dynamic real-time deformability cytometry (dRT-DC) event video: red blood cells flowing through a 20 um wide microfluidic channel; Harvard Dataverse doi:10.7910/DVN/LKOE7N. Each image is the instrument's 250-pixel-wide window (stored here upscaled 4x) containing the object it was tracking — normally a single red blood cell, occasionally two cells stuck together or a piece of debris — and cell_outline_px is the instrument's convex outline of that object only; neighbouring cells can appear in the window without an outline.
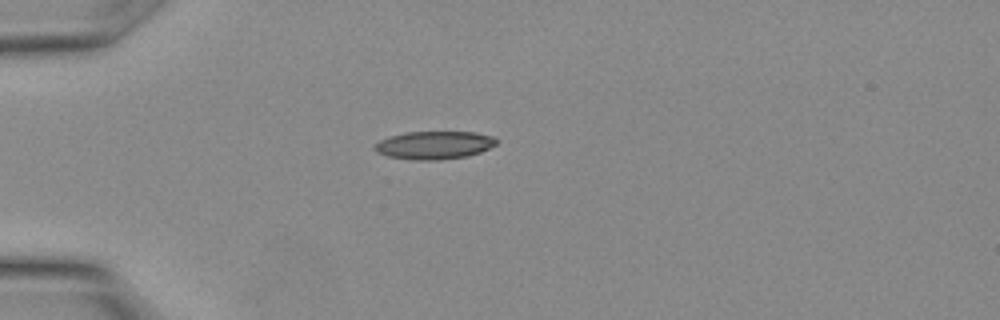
{"species": "Egyptian fruit bat (a non-hibernating species)", "species_latin": "Rousettus aegyptiacus", "temperature_condition": "warm", "stored_images_in_passage": 13, "camera_frame_rate_fps": 3000, "um_per_image_px": 0.085, "animal": {"sex": "female"}, "frame": {"image": 1, "passage_image": 1, "time_ms": 0.0, "image_size_px": [1000, 320], "cell_outline_px": [[496, 144], [480, 152], [468, 156], [440, 160], [412, 160], [388, 156], [376, 152], [372, 148], [372, 144], [380, 140], [392, 136], [408, 132], [476, 132], [492, 136], [496, 140]], "centroid_in_image_um": [36.87, 12.34], "position_along_channel_um": 48.1, "area_um2": 19.88}}
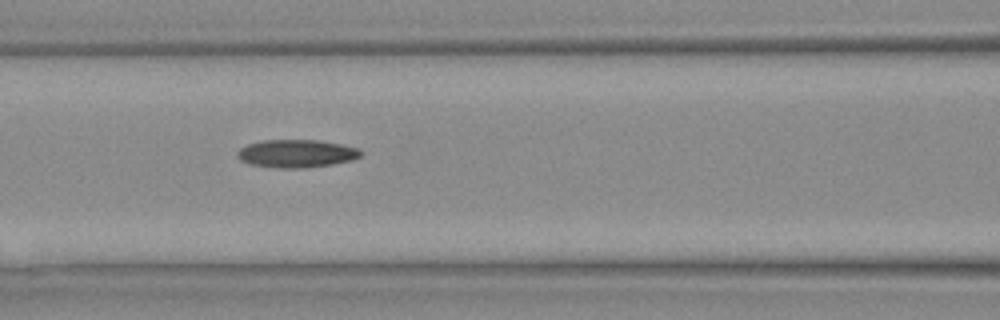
{"frame": {"image": 2, "passage_image": 6, "time_ms": 1.667, "image_size_px": [1000, 320], "cell_outline_px": [[360, 156], [352, 160], [332, 164], [304, 168], [276, 168], [248, 164], [240, 160], [236, 156], [236, 152], [240, 148], [248, 144], [264, 140], [316, 140], [340, 144], [360, 148]], "centroid_in_image_um": [25.16, 13.06], "position_along_channel_um": 141.4, "area_um2": 20.11}}
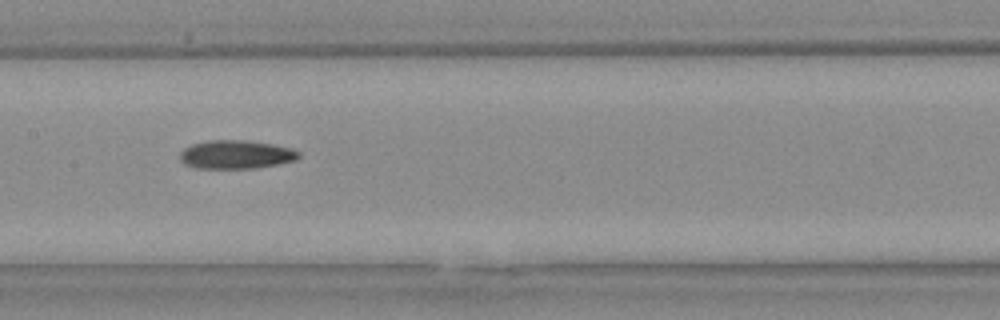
{"frame": {"image": 3, "passage_image": 8, "time_ms": 2.333, "image_size_px": [1000, 320], "cell_outline_px": [[300, 156], [296, 160], [276, 164], [252, 168], [196, 168], [184, 164], [180, 160], [180, 152], [184, 148], [192, 144], [208, 140], [244, 140], [272, 144], [292, 148], [300, 152]], "centroid_in_image_um": [20.04, 13.13], "position_along_channel_um": 187.4, "area_um2": 19.71}}